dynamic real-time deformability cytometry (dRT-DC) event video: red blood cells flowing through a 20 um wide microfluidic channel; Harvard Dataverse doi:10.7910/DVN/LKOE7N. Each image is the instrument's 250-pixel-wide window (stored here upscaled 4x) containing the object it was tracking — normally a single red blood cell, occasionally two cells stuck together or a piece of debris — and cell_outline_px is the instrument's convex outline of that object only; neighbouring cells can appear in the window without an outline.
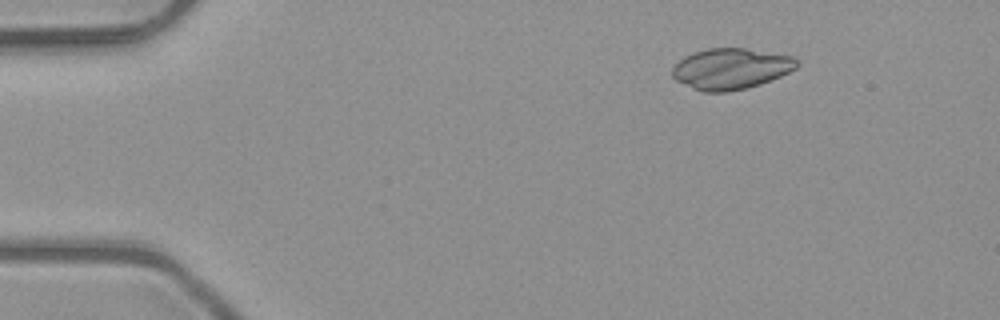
{"species": "common noctule bat (a hibernating species)", "species_latin": "Nyctalus noctula", "temperature_condition": "room temperature", "stored_images_in_passage": 4, "camera_frame_rate_fps": 3000, "um_per_image_px": 0.085, "animal": {"sex": "male", "body_mass_g": 23.1, "forearm_length_mm": 52.7}, "frame": {"image": 1, "passage_image": 1, "time_ms": 0.0, "image_size_px": [1000, 320], "cell_outline_px": [[800, 64], [796, 68], [780, 76], [760, 84], [728, 92], [704, 92], [692, 88], [676, 80], [672, 76], [672, 68], [684, 56], [692, 52], [708, 48], [744, 48], [796, 56]], "centroid_in_image_um": [62.14, 5.83], "position_along_channel_um": 22.9, "area_um2": 29.82}}